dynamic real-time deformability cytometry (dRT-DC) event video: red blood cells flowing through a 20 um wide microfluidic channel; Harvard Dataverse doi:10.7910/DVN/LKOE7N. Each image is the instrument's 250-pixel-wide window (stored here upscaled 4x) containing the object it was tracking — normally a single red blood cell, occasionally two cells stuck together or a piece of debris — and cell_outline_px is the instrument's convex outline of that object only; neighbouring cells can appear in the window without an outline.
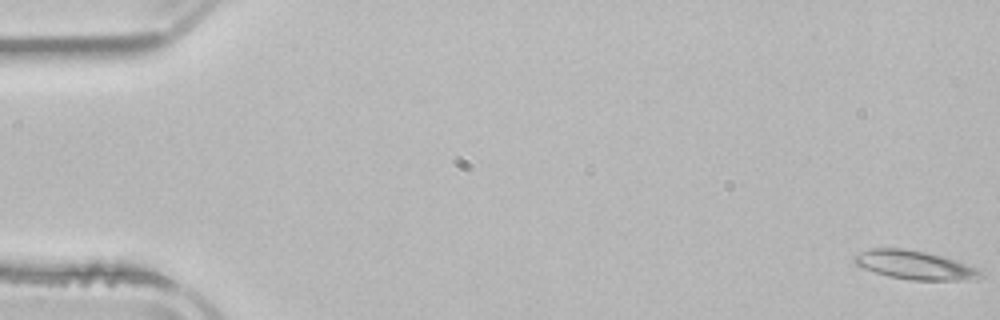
{"species": "common noctule bat (a hibernating species)", "species_latin": "Nyctalus noctula", "temperature_condition": "room temperature", "stored_images_in_passage": 2, "segment_of_instrument_passage": [2, 2], "camera_frame_rate_fps": 3000, "um_per_image_px": 0.085, "animal": {"sex": "male", "body_mass_g": 21.5, "forearm_length_mm": 52.0}, "frame": {"image": 1, "passage_image": 2, "time_ms": 1.667, "image_size_px": [1000, 320], "cell_outline_px": [[984, 272], [980, 276], [964, 280], [908, 280], [888, 276], [864, 268], [856, 264], [852, 260], [852, 256], [872, 248], [904, 248], [924, 252], [940, 256], [976, 268]], "centroid_in_image_um": [77.68, 22.53], "position_along_channel_um": 7.3, "area_um2": 20.63}}